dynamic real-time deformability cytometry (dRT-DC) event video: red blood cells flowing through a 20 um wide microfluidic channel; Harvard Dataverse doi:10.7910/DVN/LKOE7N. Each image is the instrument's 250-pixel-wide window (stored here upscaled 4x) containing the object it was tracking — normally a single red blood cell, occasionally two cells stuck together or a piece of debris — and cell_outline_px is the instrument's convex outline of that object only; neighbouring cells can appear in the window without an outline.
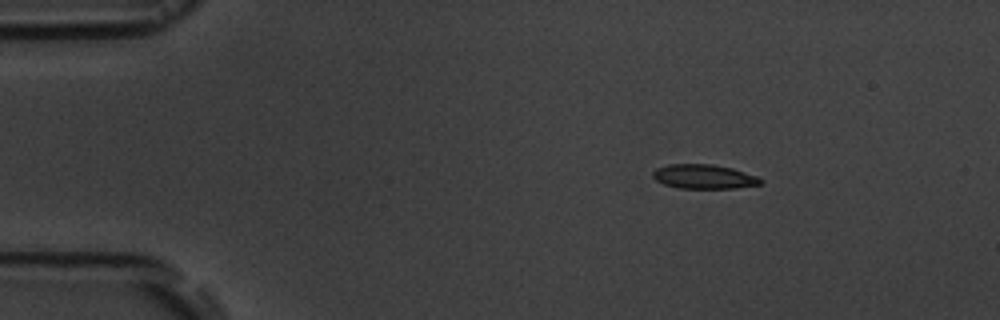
{"species": "common noctule bat (a hibernating species)", "species_latin": "Nyctalus noctula", "temperature_condition": "room temperature", "stored_images_in_passage": 4, "camera_frame_rate_fps": 3000, "um_per_image_px": 0.085, "animal": {"sex": "male", "body_mass_g": 19.5, "forearm_length_mm": 54.6}, "frame": {"image": 1, "passage_image": 2, "time_ms": 1.333, "image_size_px": [1000, 320], "cell_outline_px": [[764, 180], [760, 184], [736, 188], [680, 188], [664, 184], [656, 180], [652, 176], [652, 172], [656, 168], [668, 164], [712, 164], [732, 168], [756, 176]], "centroid_in_image_um": [59.81, 15.01], "position_along_channel_um": 25.2, "area_um2": 15.2}}
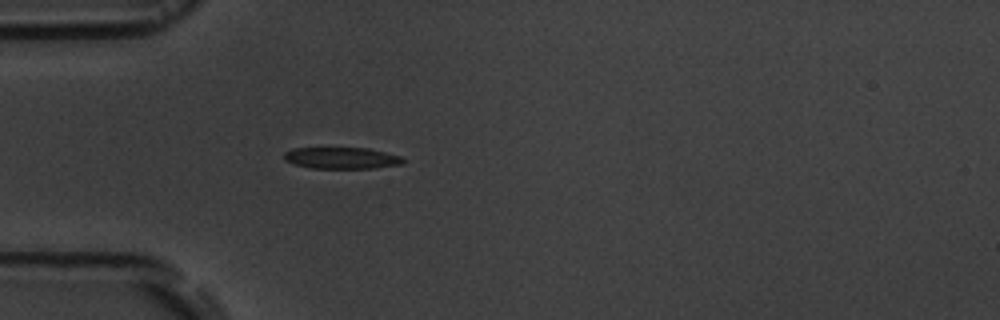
{"frame": {"image": 2, "passage_image": 4, "time_ms": 4.0, "image_size_px": [1000, 320], "cell_outline_px": [[404, 164], [372, 168], [312, 168], [292, 164], [284, 160], [284, 152], [292, 148], [368, 148], [400, 156], [404, 160]], "centroid_in_image_um": [29.0, 13.43], "position_along_channel_um": 56.0, "area_um2": 14.91}}